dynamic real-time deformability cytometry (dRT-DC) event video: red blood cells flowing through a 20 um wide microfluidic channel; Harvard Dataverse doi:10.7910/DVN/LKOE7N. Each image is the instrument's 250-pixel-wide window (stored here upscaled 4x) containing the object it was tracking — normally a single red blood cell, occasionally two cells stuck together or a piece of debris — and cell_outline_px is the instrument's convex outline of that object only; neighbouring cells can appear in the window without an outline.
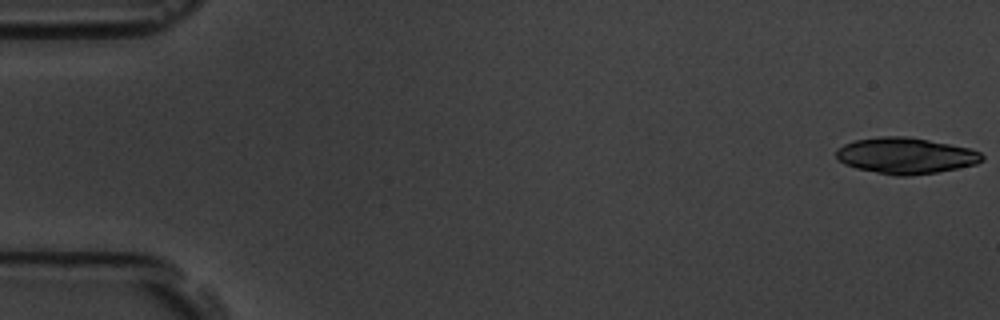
{"species": "common noctule bat (a hibernating species)", "species_latin": "Nyctalus noctula", "temperature_condition": "room temperature", "stored_images_in_passage": 14, "camera_frame_rate_fps": 3000, "um_per_image_px": 0.085, "animal": {"sex": "male", "body_mass_g": 19.5, "forearm_length_mm": 54.6}, "frame": {"image": 1, "passage_image": 1, "time_ms": 0.0, "image_size_px": [1000, 320], "cell_outline_px": [[984, 160], [976, 164], [936, 172], [908, 176], [896, 176], [856, 168], [844, 164], [836, 156], [836, 148], [844, 144], [856, 140], [876, 136], [908, 136], [968, 148], [980, 152], [984, 156]], "centroid_in_image_um": [76.96, 13.23], "position_along_channel_um": 8.0, "area_um2": 30.58}}